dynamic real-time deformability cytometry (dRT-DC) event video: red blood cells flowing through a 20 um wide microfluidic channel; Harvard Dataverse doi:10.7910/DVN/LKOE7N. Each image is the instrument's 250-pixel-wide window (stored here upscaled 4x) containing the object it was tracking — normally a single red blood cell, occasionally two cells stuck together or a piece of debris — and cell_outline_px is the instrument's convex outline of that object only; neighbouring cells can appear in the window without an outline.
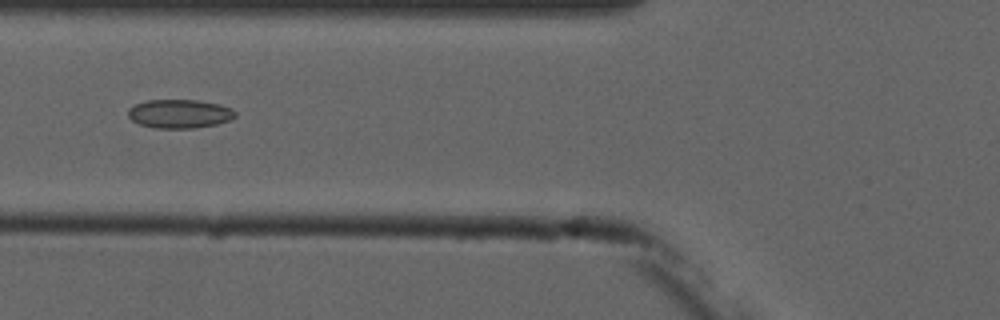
{"species": "common noctule bat (a hibernating species)", "species_latin": "Nyctalus noctula", "temperature_condition": "cold", "stored_images_in_passage": 7, "camera_frame_rate_fps": 3000, "um_per_image_px": 0.085, "animal": {"sex": "male", "forearm_length_mm": 52.5}, "frame": {"image": 1, "passage_image": 6, "time_ms": 6.333, "image_size_px": [1000, 320], "cell_outline_px": [[236, 116], [232, 120], [216, 124], [192, 128], [156, 128], [140, 124], [132, 120], [128, 116], [128, 108], [136, 104], [148, 100], [196, 100], [220, 104], [232, 108], [236, 112]], "centroid_in_image_um": [15.29, 9.67], "position_along_channel_um": 110.5, "area_um2": 17.98}}
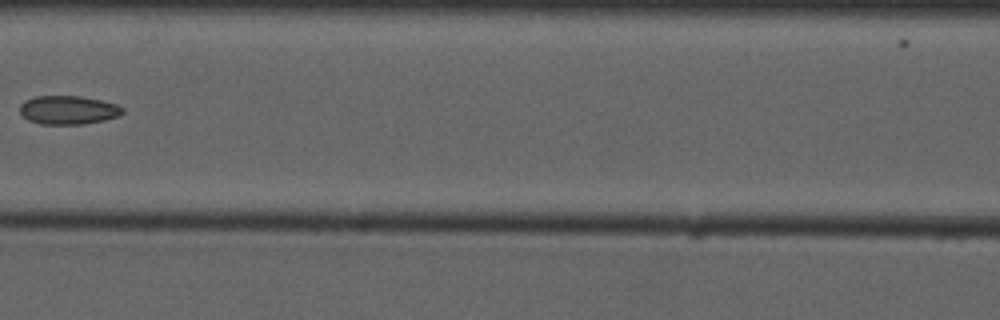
{"frame": {"image": 2, "passage_image": 7, "time_ms": 7.667, "image_size_px": [1000, 320], "cell_outline_px": [[124, 112], [120, 116], [104, 120], [84, 124], [40, 124], [28, 120], [20, 112], [20, 104], [24, 100], [36, 96], [80, 96], [100, 100], [116, 104], [124, 108]], "centroid_in_image_um": [5.8, 9.35], "position_along_channel_um": 160.8, "area_um2": 17.22}}